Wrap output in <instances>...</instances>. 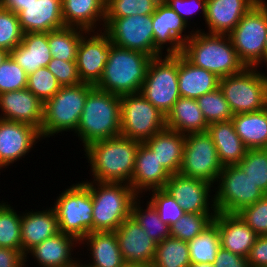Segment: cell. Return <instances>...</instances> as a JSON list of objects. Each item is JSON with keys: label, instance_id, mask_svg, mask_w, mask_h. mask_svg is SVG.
I'll return each mask as SVG.
<instances>
[{"label": "cell", "instance_id": "1", "mask_svg": "<svg viewBox=\"0 0 267 267\" xmlns=\"http://www.w3.org/2000/svg\"><path fill=\"white\" fill-rule=\"evenodd\" d=\"M139 145L140 141L121 135L89 144L84 155L90 163L92 181L130 185Z\"/></svg>", "mask_w": 267, "mask_h": 267}, {"label": "cell", "instance_id": "2", "mask_svg": "<svg viewBox=\"0 0 267 267\" xmlns=\"http://www.w3.org/2000/svg\"><path fill=\"white\" fill-rule=\"evenodd\" d=\"M182 55L194 66L204 68L219 78L238 74L246 68L229 35L205 33L198 28L183 45Z\"/></svg>", "mask_w": 267, "mask_h": 267}, {"label": "cell", "instance_id": "3", "mask_svg": "<svg viewBox=\"0 0 267 267\" xmlns=\"http://www.w3.org/2000/svg\"><path fill=\"white\" fill-rule=\"evenodd\" d=\"M121 99L94 87L86 97L76 137L86 148L100 140L120 136Z\"/></svg>", "mask_w": 267, "mask_h": 267}, {"label": "cell", "instance_id": "4", "mask_svg": "<svg viewBox=\"0 0 267 267\" xmlns=\"http://www.w3.org/2000/svg\"><path fill=\"white\" fill-rule=\"evenodd\" d=\"M151 60L152 57L143 52L111 44L103 75L95 87L119 96L138 93Z\"/></svg>", "mask_w": 267, "mask_h": 267}, {"label": "cell", "instance_id": "5", "mask_svg": "<svg viewBox=\"0 0 267 267\" xmlns=\"http://www.w3.org/2000/svg\"><path fill=\"white\" fill-rule=\"evenodd\" d=\"M89 188L93 202L92 232L115 231L131 216V208L138 195L127 183L83 181Z\"/></svg>", "mask_w": 267, "mask_h": 267}, {"label": "cell", "instance_id": "6", "mask_svg": "<svg viewBox=\"0 0 267 267\" xmlns=\"http://www.w3.org/2000/svg\"><path fill=\"white\" fill-rule=\"evenodd\" d=\"M95 87L90 83L62 86L44 103L42 140L58 133L76 132L88 93Z\"/></svg>", "mask_w": 267, "mask_h": 267}, {"label": "cell", "instance_id": "7", "mask_svg": "<svg viewBox=\"0 0 267 267\" xmlns=\"http://www.w3.org/2000/svg\"><path fill=\"white\" fill-rule=\"evenodd\" d=\"M264 73L256 67H246L238 74L220 78L219 88L233 114L267 107V72Z\"/></svg>", "mask_w": 267, "mask_h": 267}, {"label": "cell", "instance_id": "8", "mask_svg": "<svg viewBox=\"0 0 267 267\" xmlns=\"http://www.w3.org/2000/svg\"><path fill=\"white\" fill-rule=\"evenodd\" d=\"M59 232L75 237L79 242L92 232L93 202L90 188L83 182L70 185L55 199Z\"/></svg>", "mask_w": 267, "mask_h": 267}, {"label": "cell", "instance_id": "9", "mask_svg": "<svg viewBox=\"0 0 267 267\" xmlns=\"http://www.w3.org/2000/svg\"><path fill=\"white\" fill-rule=\"evenodd\" d=\"M140 93L167 116L181 97L178 88V55L153 57Z\"/></svg>", "mask_w": 267, "mask_h": 267}, {"label": "cell", "instance_id": "10", "mask_svg": "<svg viewBox=\"0 0 267 267\" xmlns=\"http://www.w3.org/2000/svg\"><path fill=\"white\" fill-rule=\"evenodd\" d=\"M239 59L246 67L262 60L267 36V2L259 1L228 34Z\"/></svg>", "mask_w": 267, "mask_h": 267}, {"label": "cell", "instance_id": "11", "mask_svg": "<svg viewBox=\"0 0 267 267\" xmlns=\"http://www.w3.org/2000/svg\"><path fill=\"white\" fill-rule=\"evenodd\" d=\"M120 135L144 142L166 128V116L140 92L120 96Z\"/></svg>", "mask_w": 267, "mask_h": 267}, {"label": "cell", "instance_id": "12", "mask_svg": "<svg viewBox=\"0 0 267 267\" xmlns=\"http://www.w3.org/2000/svg\"><path fill=\"white\" fill-rule=\"evenodd\" d=\"M216 182L213 195L217 212L238 213L265 195L238 165L224 166Z\"/></svg>", "mask_w": 267, "mask_h": 267}, {"label": "cell", "instance_id": "13", "mask_svg": "<svg viewBox=\"0 0 267 267\" xmlns=\"http://www.w3.org/2000/svg\"><path fill=\"white\" fill-rule=\"evenodd\" d=\"M222 168L215 144L207 131L185 135L180 174L215 185Z\"/></svg>", "mask_w": 267, "mask_h": 267}, {"label": "cell", "instance_id": "14", "mask_svg": "<svg viewBox=\"0 0 267 267\" xmlns=\"http://www.w3.org/2000/svg\"><path fill=\"white\" fill-rule=\"evenodd\" d=\"M103 31L113 45L154 57L152 15L112 17Z\"/></svg>", "mask_w": 267, "mask_h": 267}, {"label": "cell", "instance_id": "15", "mask_svg": "<svg viewBox=\"0 0 267 267\" xmlns=\"http://www.w3.org/2000/svg\"><path fill=\"white\" fill-rule=\"evenodd\" d=\"M152 26L154 35V57L163 55L182 54L183 45L193 35L194 30L189 34L186 29L187 23L170 8L163 0L158 4L156 11L152 14ZM167 47H166V46ZM166 48V52H163Z\"/></svg>", "mask_w": 267, "mask_h": 267}, {"label": "cell", "instance_id": "16", "mask_svg": "<svg viewBox=\"0 0 267 267\" xmlns=\"http://www.w3.org/2000/svg\"><path fill=\"white\" fill-rule=\"evenodd\" d=\"M212 187L215 186L207 181L176 173L169 177L163 189L185 213L217 214L214 196L210 195L214 191Z\"/></svg>", "mask_w": 267, "mask_h": 267}, {"label": "cell", "instance_id": "17", "mask_svg": "<svg viewBox=\"0 0 267 267\" xmlns=\"http://www.w3.org/2000/svg\"><path fill=\"white\" fill-rule=\"evenodd\" d=\"M111 44L109 36L104 31H87L81 37L76 66L82 82L92 85L99 82L108 61Z\"/></svg>", "mask_w": 267, "mask_h": 267}, {"label": "cell", "instance_id": "18", "mask_svg": "<svg viewBox=\"0 0 267 267\" xmlns=\"http://www.w3.org/2000/svg\"><path fill=\"white\" fill-rule=\"evenodd\" d=\"M42 140L40 131L25 123L0 119V170L21 160Z\"/></svg>", "mask_w": 267, "mask_h": 267}, {"label": "cell", "instance_id": "19", "mask_svg": "<svg viewBox=\"0 0 267 267\" xmlns=\"http://www.w3.org/2000/svg\"><path fill=\"white\" fill-rule=\"evenodd\" d=\"M115 233L125 263L151 266L157 242L144 232L132 216L126 218Z\"/></svg>", "mask_w": 267, "mask_h": 267}, {"label": "cell", "instance_id": "20", "mask_svg": "<svg viewBox=\"0 0 267 267\" xmlns=\"http://www.w3.org/2000/svg\"><path fill=\"white\" fill-rule=\"evenodd\" d=\"M0 119L29 124L39 131L44 104L27 88L0 94Z\"/></svg>", "mask_w": 267, "mask_h": 267}, {"label": "cell", "instance_id": "21", "mask_svg": "<svg viewBox=\"0 0 267 267\" xmlns=\"http://www.w3.org/2000/svg\"><path fill=\"white\" fill-rule=\"evenodd\" d=\"M172 174L159 162L154 153L140 142L136 153L135 169L130 186L138 195L147 191L163 189Z\"/></svg>", "mask_w": 267, "mask_h": 267}, {"label": "cell", "instance_id": "22", "mask_svg": "<svg viewBox=\"0 0 267 267\" xmlns=\"http://www.w3.org/2000/svg\"><path fill=\"white\" fill-rule=\"evenodd\" d=\"M259 1L266 0H207L205 24L210 34H229L242 17Z\"/></svg>", "mask_w": 267, "mask_h": 267}, {"label": "cell", "instance_id": "23", "mask_svg": "<svg viewBox=\"0 0 267 267\" xmlns=\"http://www.w3.org/2000/svg\"><path fill=\"white\" fill-rule=\"evenodd\" d=\"M213 222L219 229L221 247L247 258L258 235L240 215L238 213L217 212Z\"/></svg>", "mask_w": 267, "mask_h": 267}, {"label": "cell", "instance_id": "24", "mask_svg": "<svg viewBox=\"0 0 267 267\" xmlns=\"http://www.w3.org/2000/svg\"><path fill=\"white\" fill-rule=\"evenodd\" d=\"M17 14L23 33L50 32L65 27L62 0H32Z\"/></svg>", "mask_w": 267, "mask_h": 267}, {"label": "cell", "instance_id": "25", "mask_svg": "<svg viewBox=\"0 0 267 267\" xmlns=\"http://www.w3.org/2000/svg\"><path fill=\"white\" fill-rule=\"evenodd\" d=\"M79 244L75 237L59 232L36 245L28 254L40 267H73L80 262L72 253Z\"/></svg>", "mask_w": 267, "mask_h": 267}, {"label": "cell", "instance_id": "26", "mask_svg": "<svg viewBox=\"0 0 267 267\" xmlns=\"http://www.w3.org/2000/svg\"><path fill=\"white\" fill-rule=\"evenodd\" d=\"M59 233L57 215L53 207L21 214V250L26 255L36 245Z\"/></svg>", "mask_w": 267, "mask_h": 267}, {"label": "cell", "instance_id": "27", "mask_svg": "<svg viewBox=\"0 0 267 267\" xmlns=\"http://www.w3.org/2000/svg\"><path fill=\"white\" fill-rule=\"evenodd\" d=\"M105 6L106 0H62L63 22L65 26L85 31H102L105 28ZM98 24L103 25L101 29H97Z\"/></svg>", "mask_w": 267, "mask_h": 267}, {"label": "cell", "instance_id": "28", "mask_svg": "<svg viewBox=\"0 0 267 267\" xmlns=\"http://www.w3.org/2000/svg\"><path fill=\"white\" fill-rule=\"evenodd\" d=\"M10 56L27 75L47 67L52 60L48 32L24 33L21 43L10 51Z\"/></svg>", "mask_w": 267, "mask_h": 267}, {"label": "cell", "instance_id": "29", "mask_svg": "<svg viewBox=\"0 0 267 267\" xmlns=\"http://www.w3.org/2000/svg\"><path fill=\"white\" fill-rule=\"evenodd\" d=\"M220 78L194 66L182 54H178V88L181 97L197 99L219 88Z\"/></svg>", "mask_w": 267, "mask_h": 267}, {"label": "cell", "instance_id": "30", "mask_svg": "<svg viewBox=\"0 0 267 267\" xmlns=\"http://www.w3.org/2000/svg\"><path fill=\"white\" fill-rule=\"evenodd\" d=\"M88 247L91 261L82 267H122L125 264L115 231L90 232L79 245Z\"/></svg>", "mask_w": 267, "mask_h": 267}, {"label": "cell", "instance_id": "31", "mask_svg": "<svg viewBox=\"0 0 267 267\" xmlns=\"http://www.w3.org/2000/svg\"><path fill=\"white\" fill-rule=\"evenodd\" d=\"M144 143L171 174L179 173L185 147L184 134L165 128Z\"/></svg>", "mask_w": 267, "mask_h": 267}, {"label": "cell", "instance_id": "32", "mask_svg": "<svg viewBox=\"0 0 267 267\" xmlns=\"http://www.w3.org/2000/svg\"><path fill=\"white\" fill-rule=\"evenodd\" d=\"M207 132L212 137L223 167L237 165L244 158L248 149L237 135L231 120L212 123Z\"/></svg>", "mask_w": 267, "mask_h": 267}, {"label": "cell", "instance_id": "33", "mask_svg": "<svg viewBox=\"0 0 267 267\" xmlns=\"http://www.w3.org/2000/svg\"><path fill=\"white\" fill-rule=\"evenodd\" d=\"M196 99L180 97L166 116V128L187 135L208 129Z\"/></svg>", "mask_w": 267, "mask_h": 267}, {"label": "cell", "instance_id": "34", "mask_svg": "<svg viewBox=\"0 0 267 267\" xmlns=\"http://www.w3.org/2000/svg\"><path fill=\"white\" fill-rule=\"evenodd\" d=\"M231 121L247 149H267V107L256 112L234 114Z\"/></svg>", "mask_w": 267, "mask_h": 267}, {"label": "cell", "instance_id": "35", "mask_svg": "<svg viewBox=\"0 0 267 267\" xmlns=\"http://www.w3.org/2000/svg\"><path fill=\"white\" fill-rule=\"evenodd\" d=\"M86 32L81 28L69 26L48 32V45L52 58L63 61H76L81 37Z\"/></svg>", "mask_w": 267, "mask_h": 267}, {"label": "cell", "instance_id": "36", "mask_svg": "<svg viewBox=\"0 0 267 267\" xmlns=\"http://www.w3.org/2000/svg\"><path fill=\"white\" fill-rule=\"evenodd\" d=\"M190 265L188 242L170 236L157 243L151 267H189Z\"/></svg>", "mask_w": 267, "mask_h": 267}, {"label": "cell", "instance_id": "37", "mask_svg": "<svg viewBox=\"0 0 267 267\" xmlns=\"http://www.w3.org/2000/svg\"><path fill=\"white\" fill-rule=\"evenodd\" d=\"M142 197L138 196L134 200L131 208V216L139 223L151 239L160 243L171 236L170 226L162 222L157 210L149 201H146V209H143L140 201Z\"/></svg>", "mask_w": 267, "mask_h": 267}, {"label": "cell", "instance_id": "38", "mask_svg": "<svg viewBox=\"0 0 267 267\" xmlns=\"http://www.w3.org/2000/svg\"><path fill=\"white\" fill-rule=\"evenodd\" d=\"M191 263L214 264L220 249L218 226L212 222L206 229L188 242Z\"/></svg>", "mask_w": 267, "mask_h": 267}, {"label": "cell", "instance_id": "39", "mask_svg": "<svg viewBox=\"0 0 267 267\" xmlns=\"http://www.w3.org/2000/svg\"><path fill=\"white\" fill-rule=\"evenodd\" d=\"M0 202V247L21 250V213Z\"/></svg>", "mask_w": 267, "mask_h": 267}, {"label": "cell", "instance_id": "40", "mask_svg": "<svg viewBox=\"0 0 267 267\" xmlns=\"http://www.w3.org/2000/svg\"><path fill=\"white\" fill-rule=\"evenodd\" d=\"M196 100L208 125L233 118L234 114L220 88L206 93Z\"/></svg>", "mask_w": 267, "mask_h": 267}, {"label": "cell", "instance_id": "41", "mask_svg": "<svg viewBox=\"0 0 267 267\" xmlns=\"http://www.w3.org/2000/svg\"><path fill=\"white\" fill-rule=\"evenodd\" d=\"M162 0H106L105 24L112 17L152 15Z\"/></svg>", "mask_w": 267, "mask_h": 267}, {"label": "cell", "instance_id": "42", "mask_svg": "<svg viewBox=\"0 0 267 267\" xmlns=\"http://www.w3.org/2000/svg\"><path fill=\"white\" fill-rule=\"evenodd\" d=\"M216 214L185 213L170 226L172 237L184 242L191 241L213 222Z\"/></svg>", "mask_w": 267, "mask_h": 267}, {"label": "cell", "instance_id": "43", "mask_svg": "<svg viewBox=\"0 0 267 267\" xmlns=\"http://www.w3.org/2000/svg\"><path fill=\"white\" fill-rule=\"evenodd\" d=\"M237 165L267 194V149H248Z\"/></svg>", "mask_w": 267, "mask_h": 267}, {"label": "cell", "instance_id": "44", "mask_svg": "<svg viewBox=\"0 0 267 267\" xmlns=\"http://www.w3.org/2000/svg\"><path fill=\"white\" fill-rule=\"evenodd\" d=\"M62 86L47 67H41L28 75L27 89L43 104L52 98Z\"/></svg>", "mask_w": 267, "mask_h": 267}, {"label": "cell", "instance_id": "45", "mask_svg": "<svg viewBox=\"0 0 267 267\" xmlns=\"http://www.w3.org/2000/svg\"><path fill=\"white\" fill-rule=\"evenodd\" d=\"M18 14L0 6V48L13 50L23 39Z\"/></svg>", "mask_w": 267, "mask_h": 267}, {"label": "cell", "instance_id": "46", "mask_svg": "<svg viewBox=\"0 0 267 267\" xmlns=\"http://www.w3.org/2000/svg\"><path fill=\"white\" fill-rule=\"evenodd\" d=\"M149 202L157 210L162 222L173 225L181 216L185 214L177 201L164 189L151 190Z\"/></svg>", "mask_w": 267, "mask_h": 267}, {"label": "cell", "instance_id": "47", "mask_svg": "<svg viewBox=\"0 0 267 267\" xmlns=\"http://www.w3.org/2000/svg\"><path fill=\"white\" fill-rule=\"evenodd\" d=\"M28 75L9 56L0 64V94L27 88Z\"/></svg>", "mask_w": 267, "mask_h": 267}, {"label": "cell", "instance_id": "48", "mask_svg": "<svg viewBox=\"0 0 267 267\" xmlns=\"http://www.w3.org/2000/svg\"><path fill=\"white\" fill-rule=\"evenodd\" d=\"M238 214L258 236L267 235V194Z\"/></svg>", "mask_w": 267, "mask_h": 267}, {"label": "cell", "instance_id": "49", "mask_svg": "<svg viewBox=\"0 0 267 267\" xmlns=\"http://www.w3.org/2000/svg\"><path fill=\"white\" fill-rule=\"evenodd\" d=\"M47 68L56 77L61 86L82 83L76 66V61H63L52 58L48 63Z\"/></svg>", "mask_w": 267, "mask_h": 267}, {"label": "cell", "instance_id": "50", "mask_svg": "<svg viewBox=\"0 0 267 267\" xmlns=\"http://www.w3.org/2000/svg\"><path fill=\"white\" fill-rule=\"evenodd\" d=\"M190 26L191 16L200 11L205 20L207 0H163Z\"/></svg>", "mask_w": 267, "mask_h": 267}, {"label": "cell", "instance_id": "51", "mask_svg": "<svg viewBox=\"0 0 267 267\" xmlns=\"http://www.w3.org/2000/svg\"><path fill=\"white\" fill-rule=\"evenodd\" d=\"M247 261L250 267L267 266V235L258 236L250 249Z\"/></svg>", "mask_w": 267, "mask_h": 267}, {"label": "cell", "instance_id": "52", "mask_svg": "<svg viewBox=\"0 0 267 267\" xmlns=\"http://www.w3.org/2000/svg\"><path fill=\"white\" fill-rule=\"evenodd\" d=\"M214 267H250L247 258L232 253L223 247L217 252Z\"/></svg>", "mask_w": 267, "mask_h": 267}, {"label": "cell", "instance_id": "53", "mask_svg": "<svg viewBox=\"0 0 267 267\" xmlns=\"http://www.w3.org/2000/svg\"><path fill=\"white\" fill-rule=\"evenodd\" d=\"M0 267H26V255L22 250L0 247Z\"/></svg>", "mask_w": 267, "mask_h": 267}, {"label": "cell", "instance_id": "54", "mask_svg": "<svg viewBox=\"0 0 267 267\" xmlns=\"http://www.w3.org/2000/svg\"><path fill=\"white\" fill-rule=\"evenodd\" d=\"M32 0H0V6L2 8L9 9L15 13L25 9V6Z\"/></svg>", "mask_w": 267, "mask_h": 267}, {"label": "cell", "instance_id": "55", "mask_svg": "<svg viewBox=\"0 0 267 267\" xmlns=\"http://www.w3.org/2000/svg\"><path fill=\"white\" fill-rule=\"evenodd\" d=\"M9 56H10L9 51L0 48V64H2Z\"/></svg>", "mask_w": 267, "mask_h": 267}, {"label": "cell", "instance_id": "56", "mask_svg": "<svg viewBox=\"0 0 267 267\" xmlns=\"http://www.w3.org/2000/svg\"><path fill=\"white\" fill-rule=\"evenodd\" d=\"M263 62L265 64H263ZM261 64L266 65L267 67V36H266V44H265V49H264V54H263V60L256 66V68H258Z\"/></svg>", "mask_w": 267, "mask_h": 267}, {"label": "cell", "instance_id": "57", "mask_svg": "<svg viewBox=\"0 0 267 267\" xmlns=\"http://www.w3.org/2000/svg\"><path fill=\"white\" fill-rule=\"evenodd\" d=\"M189 267H214V264L210 263H191Z\"/></svg>", "mask_w": 267, "mask_h": 267}, {"label": "cell", "instance_id": "58", "mask_svg": "<svg viewBox=\"0 0 267 267\" xmlns=\"http://www.w3.org/2000/svg\"><path fill=\"white\" fill-rule=\"evenodd\" d=\"M122 267H151V266H145V265H139V264H127V263H125Z\"/></svg>", "mask_w": 267, "mask_h": 267}, {"label": "cell", "instance_id": "59", "mask_svg": "<svg viewBox=\"0 0 267 267\" xmlns=\"http://www.w3.org/2000/svg\"><path fill=\"white\" fill-rule=\"evenodd\" d=\"M81 262H82V260L80 259V262L77 265L73 266V267H82L81 266Z\"/></svg>", "mask_w": 267, "mask_h": 267}]
</instances>
